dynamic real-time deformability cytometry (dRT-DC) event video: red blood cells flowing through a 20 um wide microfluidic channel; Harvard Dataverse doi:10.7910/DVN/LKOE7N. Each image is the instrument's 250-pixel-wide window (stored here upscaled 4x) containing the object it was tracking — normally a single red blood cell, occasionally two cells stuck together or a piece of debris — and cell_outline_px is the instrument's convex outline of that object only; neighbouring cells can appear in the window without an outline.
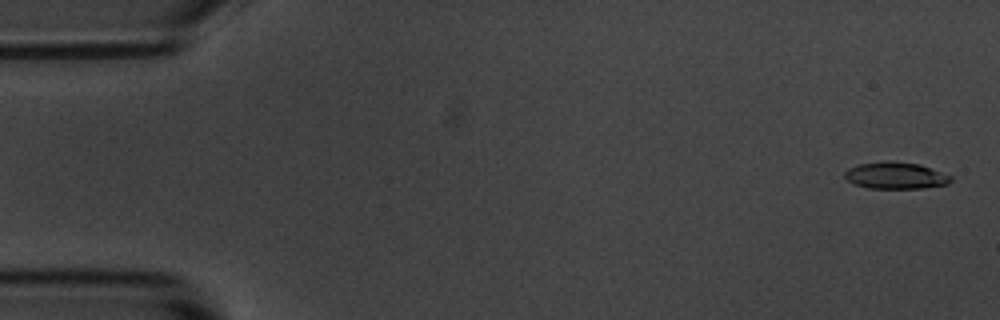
{"species": "common noctule bat (a hibernating species)", "species_latin": "Nyctalus noctula", "temperature_condition": "room temperature", "stored_images_in_passage": 8, "camera_frame_rate_fps": 3000, "um_per_image_px": 0.085, "animal": {"sex": "male", "body_mass_g": 20.1, "forearm_length_mm": 53.5}, "frame": {"image": 1, "passage_image": 1, "time_ms": 0.0, "image_size_px": [1000, 320], "cell_outline_px": [[952, 180], [948, 184], [924, 188], [868, 188], [852, 184], [844, 176], [844, 172], [848, 168], [860, 164], [888, 160], [920, 164], [952, 176]], "centroid_in_image_um": [76.12, 14.92], "position_along_channel_um": 8.9, "area_um2": 16.65}}
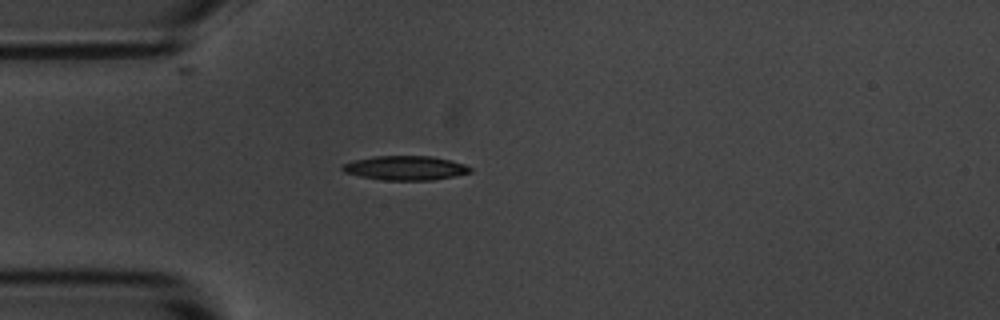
{"frame": {"image": 2, "passage_image": 4, "time_ms": 4.333, "image_size_px": [1000, 320], "cell_outline_px": [[472, 172], [432, 180], [384, 180], [360, 176], [344, 172], [340, 168], [344, 164], [356, 160], [372, 156], [432, 156], [452, 160], [464, 164], [472, 168]], "centroid_in_image_um": [34.47, 14.27], "position_along_channel_um": 50.5, "area_um2": 17.98}}